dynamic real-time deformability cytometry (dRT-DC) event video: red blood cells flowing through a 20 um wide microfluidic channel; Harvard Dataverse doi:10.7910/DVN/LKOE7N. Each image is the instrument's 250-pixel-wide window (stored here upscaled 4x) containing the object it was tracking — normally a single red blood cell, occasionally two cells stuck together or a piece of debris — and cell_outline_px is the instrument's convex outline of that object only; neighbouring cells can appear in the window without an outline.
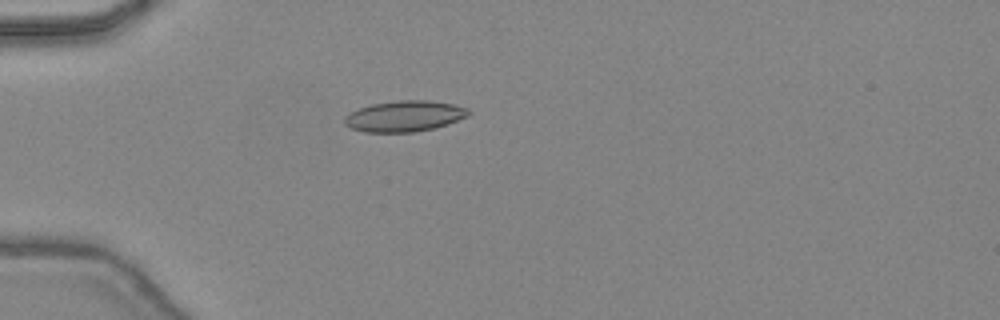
{"species": "common noctule bat (a hibernating species)", "species_latin": "Nyctalus noctula", "temperature_condition": "warm", "stored_images_in_passage": 34, "camera_frame_rate_fps": 3000, "um_per_image_px": 0.085, "animal": {"sex": "female", "body_mass_g": 24.6, "forearm_length_mm": 56.2}, "frame": {"image": 1, "passage_image": 2, "time_ms": 0.333, "image_size_px": [1000, 320], "cell_outline_px": [[472, 112], [468, 116], [448, 124], [436, 128], [412, 132], [364, 132], [352, 128], [344, 124], [344, 116], [360, 108], [372, 104], [400, 100], [428, 100], [452, 104], [468, 108]], "centroid_in_image_um": [34.41, 9.88], "position_along_channel_um": 50.6, "area_um2": 22.31}}
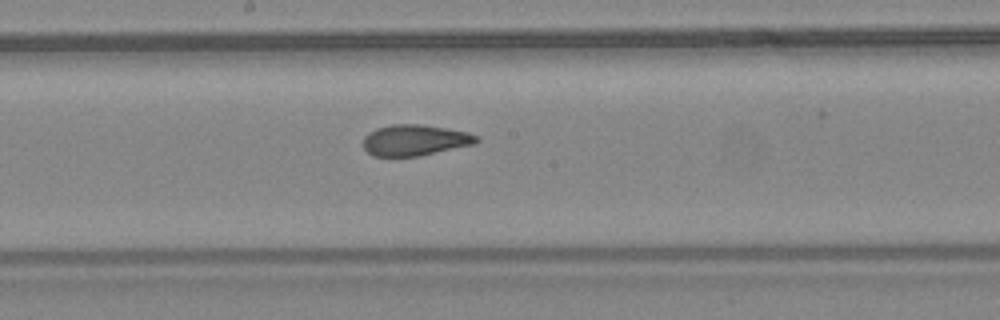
{"frame": {"image": 2, "passage_image": 14, "time_ms": 4.333, "image_size_px": [1000, 320], "cell_outline_px": [[480, 140], [476, 144], [420, 156], [372, 156], [364, 148], [364, 136], [368, 132], [376, 128], [392, 124], [420, 124], [468, 132], [476, 136]], "centroid_in_image_um": [35.27, 11.92], "position_along_channel_um": 212.9, "area_um2": 20.52}}
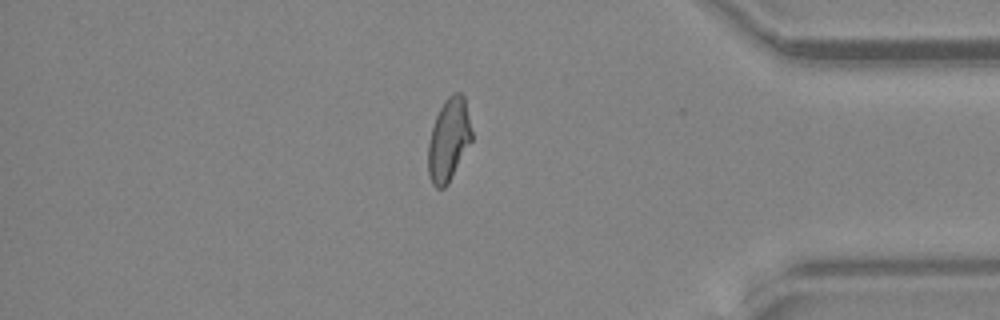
{"frame": {"image": 3, "passage_image": 28, "time_ms": 9.0, "image_size_px": [1000, 320], "cell_outline_px": [[472, 140], [448, 184], [444, 188], [436, 188], [432, 184], [428, 172], [428, 144], [432, 128], [436, 116], [444, 100], [452, 92], [460, 92], [464, 96], [472, 132]], "centroid_in_image_um": [38.14, 11.87], "position_along_channel_um": 397.1, "area_um2": 20.98}, "authors_computed_cell_mechanics": {"area_um2": 21.1259, "velocity_mm_per_s": 4.4955, "shape_relaxation_time_tau1_ms": null, "shape_relaxation_time_tau2_ms": 1.3391, "deformation_change_tau1": null, "deformation_change_tau2": 0.0863}}